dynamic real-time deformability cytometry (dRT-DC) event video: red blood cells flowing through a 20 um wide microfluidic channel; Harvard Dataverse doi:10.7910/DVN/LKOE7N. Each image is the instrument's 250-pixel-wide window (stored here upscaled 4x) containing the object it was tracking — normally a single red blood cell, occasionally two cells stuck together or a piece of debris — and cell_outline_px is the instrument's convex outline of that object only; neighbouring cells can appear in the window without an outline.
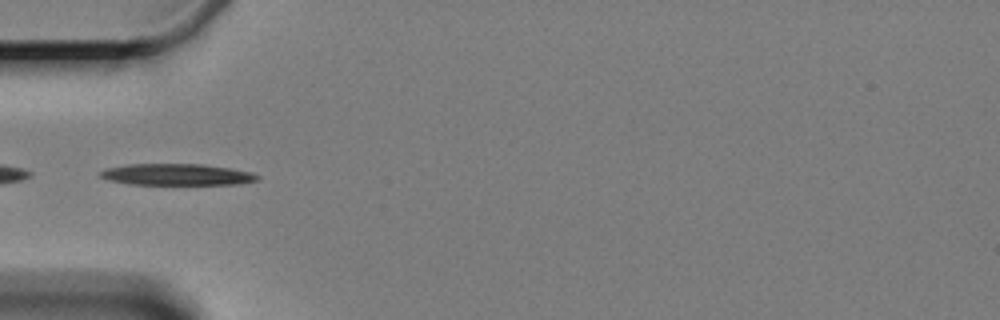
{"species": "Egyptian fruit bat (a non-hibernating species)", "species_latin": "Rousettus aegyptiacus", "temperature_condition": "cold", "stored_images_in_passage": 5, "camera_frame_rate_fps": 3000, "um_per_image_px": 0.085, "animal": {"sex": "female"}, "frame": {"image": 1, "passage_image": 5, "time_ms": 4.667, "image_size_px": [1000, 320], "cell_outline_px": [[260, 176], [256, 180], [240, 184], [132, 184], [108, 180], [100, 176], [100, 172], [108, 168], [128, 164], [200, 164], [228, 168], [252, 172]], "centroid_in_image_um": [15.04, 14.83], "position_along_channel_um": 70.0, "area_um2": 19.36}}